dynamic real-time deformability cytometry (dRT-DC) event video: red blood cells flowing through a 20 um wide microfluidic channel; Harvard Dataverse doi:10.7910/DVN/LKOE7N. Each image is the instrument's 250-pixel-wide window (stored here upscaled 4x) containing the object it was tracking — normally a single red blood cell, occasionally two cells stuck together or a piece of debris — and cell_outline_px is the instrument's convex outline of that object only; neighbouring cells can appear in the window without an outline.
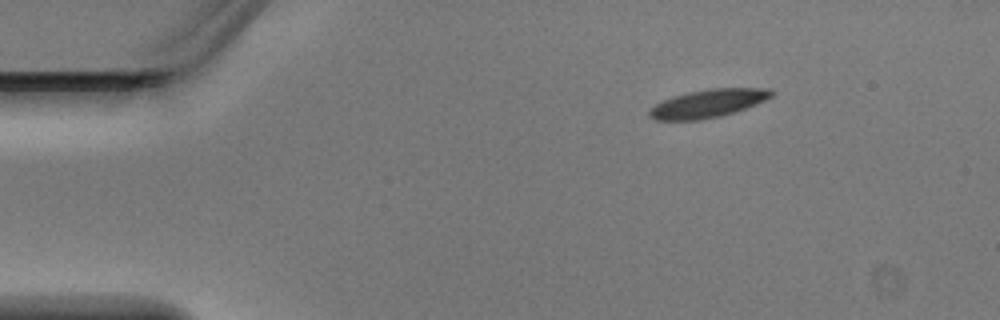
{"species": "Egyptian fruit bat (a non-hibernating species)", "species_latin": "Rousettus aegyptiacus", "temperature_condition": "warm", "stored_images_in_passage": 3, "camera_frame_rate_fps": 3000, "um_per_image_px": 0.085, "animal": {"sex": "male"}, "frame": {"image": 1, "passage_image": 1, "time_ms": 0.0, "image_size_px": [1000, 320], "cell_outline_px": [[776, 92], [772, 96], [756, 104], [736, 112], [720, 116], [700, 120], [656, 120], [648, 116], [648, 112], [656, 104], [672, 96], [688, 92], [712, 88], [768, 88]], "centroid_in_image_um": [60.2, 8.79], "position_along_channel_um": 24.8, "area_um2": 20.0}}
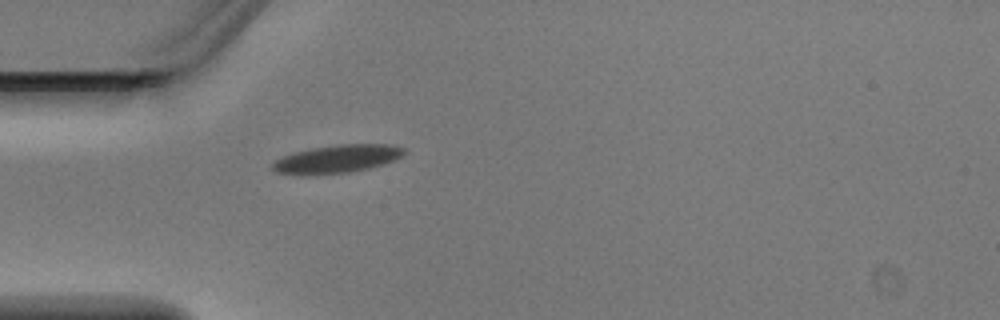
{"frame": {"image": 2, "passage_image": 3, "time_ms": 0.667, "image_size_px": [1000, 320], "cell_outline_px": [[404, 152], [400, 156], [392, 160], [368, 168], [348, 172], [312, 176], [300, 176], [276, 172], [272, 168], [272, 164], [276, 160], [284, 156], [296, 152], [312, 148], [340, 144], [388, 144], [404, 148]], "centroid_in_image_um": [28.57, 13.53], "position_along_channel_um": 56.4, "area_um2": 21.33}}